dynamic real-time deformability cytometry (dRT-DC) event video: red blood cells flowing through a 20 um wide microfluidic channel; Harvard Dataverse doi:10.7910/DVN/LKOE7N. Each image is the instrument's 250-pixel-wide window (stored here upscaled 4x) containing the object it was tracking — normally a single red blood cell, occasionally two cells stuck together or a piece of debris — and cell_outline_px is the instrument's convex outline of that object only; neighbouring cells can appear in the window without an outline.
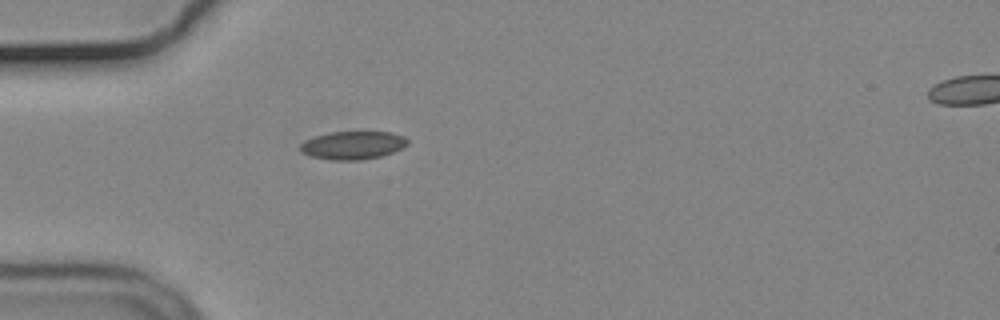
{"species": "common noctule bat (a hibernating species)", "species_latin": "Nyctalus noctula", "temperature_condition": "cold", "stored_images_in_passage": 8, "camera_frame_rate_fps": 3000, "um_per_image_px": 0.085, "animal": {"sex": "male", "body_mass_g": 19.2, "forearm_length_mm": 51.8}, "frame": {"image": 1, "passage_image": 1, "time_ms": 0.0, "image_size_px": [1000, 320], "cell_outline_px": [[408, 144], [404, 148], [380, 156], [360, 160], [332, 160], [312, 156], [300, 152], [300, 144], [304, 140], [328, 132], [392, 132], [404, 136], [408, 140]], "centroid_in_image_um": [30.0, 12.34], "position_along_channel_um": 55.0, "area_um2": 17.63}}
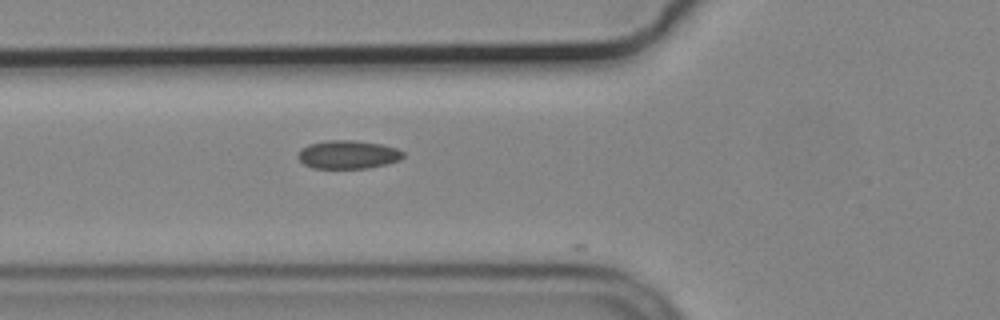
{"frame": {"image": 2, "passage_image": 5, "time_ms": 1.333, "image_size_px": [1000, 320], "cell_outline_px": [[404, 156], [400, 160], [388, 164], [368, 168], [312, 168], [304, 164], [296, 156], [300, 148], [308, 144], [324, 140], [352, 140], [380, 144], [396, 148], [404, 152]], "centroid_in_image_um": [29.55, 13.14], "position_along_channel_um": 96.2, "area_um2": 17.57}}